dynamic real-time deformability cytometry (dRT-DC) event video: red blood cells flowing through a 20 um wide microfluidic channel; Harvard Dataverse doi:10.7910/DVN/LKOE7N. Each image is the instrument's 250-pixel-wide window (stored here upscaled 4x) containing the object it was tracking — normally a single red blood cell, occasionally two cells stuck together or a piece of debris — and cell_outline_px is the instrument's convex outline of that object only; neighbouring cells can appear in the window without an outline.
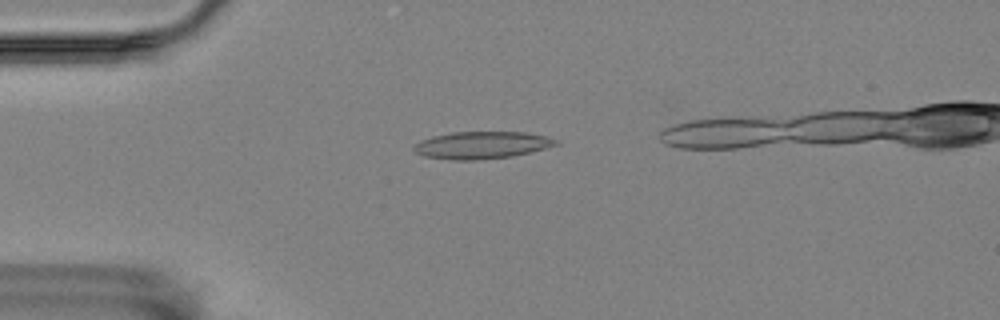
{"species": "Egyptian fruit bat (a non-hibernating species)", "species_latin": "Rousettus aegyptiacus", "temperature_condition": "room temperature", "stored_images_in_passage": 44, "camera_frame_rate_fps": 3000, "um_per_image_px": 0.085, "animal": {"sex": "female"}, "frame": {"image": 1, "passage_image": 8, "time_ms": 2.333, "image_size_px": [1000, 320], "cell_outline_px": [[560, 144], [512, 156], [476, 160], [448, 160], [424, 156], [416, 152], [412, 148], [420, 140], [432, 136], [452, 132], [524, 132], [544, 136], [556, 140]], "centroid_in_image_um": [40.89, 12.33], "position_along_channel_um": 44.1, "area_um2": 22.37}}
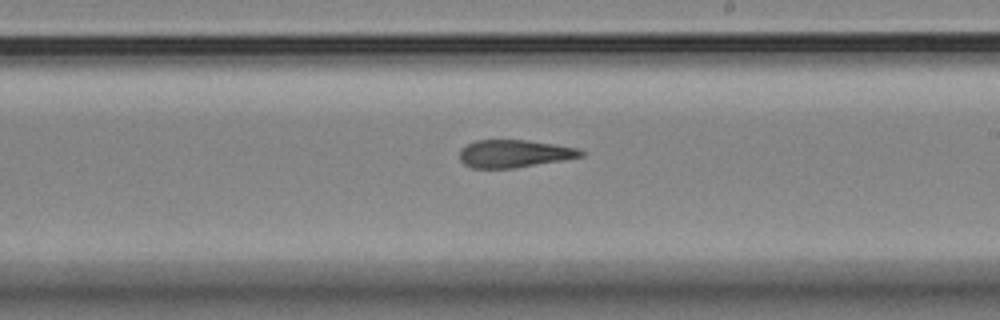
{"frame": {"image": 2, "passage_image": 27, "time_ms": 8.667, "image_size_px": [1000, 320], "cell_outline_px": [[584, 156], [512, 168], [472, 168], [464, 164], [460, 160], [460, 152], [468, 144], [476, 140], [528, 140], [576, 148], [584, 152]], "centroid_in_image_um": [43.68, 13.06], "position_along_channel_um": 245.3, "area_um2": 19.13}}
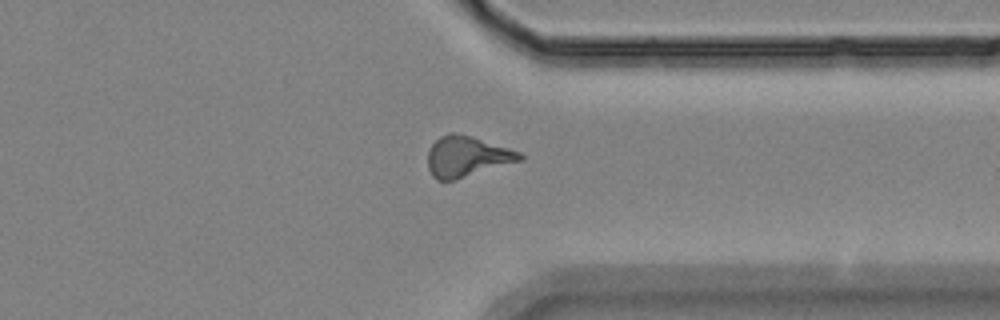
{"frame": {"image": 3, "passage_image": 38, "time_ms": 12.333, "image_size_px": [1000, 320], "cell_outline_px": [[524, 156], [520, 160], [456, 180], [436, 180], [432, 176], [428, 168], [428, 152], [432, 144], [440, 136], [448, 132], [452, 132], [468, 136], [508, 148], [520, 152]], "centroid_in_image_um": [39.63, 13.32], "position_along_channel_um": 371.8, "area_um2": 21.39}, "authors_computed_cell_mechanics": {"area_um2": 20.5768, "velocity_mm_per_s": 3.4812, "shape_relaxation_time_tau1_ms": null, "shape_relaxation_time_tau2_ms": 7.0911, "deformation_change_tau1": null, "deformation_change_tau2": 0.1931}}